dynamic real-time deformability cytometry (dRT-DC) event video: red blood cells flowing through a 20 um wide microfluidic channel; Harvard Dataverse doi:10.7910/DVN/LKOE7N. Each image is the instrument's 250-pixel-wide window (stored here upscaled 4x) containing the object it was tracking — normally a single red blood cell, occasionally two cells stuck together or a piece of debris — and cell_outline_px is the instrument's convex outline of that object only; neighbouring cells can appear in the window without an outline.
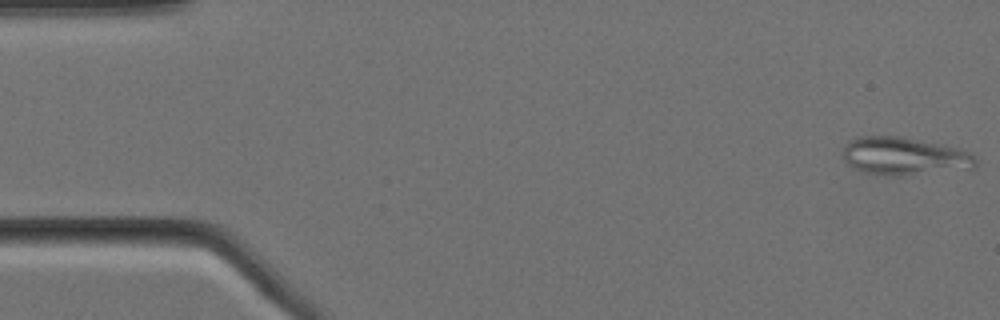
{"species": "Egyptian fruit bat (a non-hibernating species)", "species_latin": "Rousettus aegyptiacus", "temperature_condition": "cold", "stored_images_in_passage": 57, "camera_frame_rate_fps": 3000, "um_per_image_px": 0.085, "animal": {"sex": "female"}, "frame": {"image": 1, "passage_image": 1, "time_ms": 0.0, "image_size_px": [1000, 320], "cell_outline_px": [[976, 168], [900, 176], [896, 176], [868, 172], [856, 168], [848, 164], [844, 160], [840, 152], [848, 140], [856, 136], [900, 136], [960, 148], [976, 156]], "centroid_in_image_um": [76.86, 13.26], "position_along_channel_um": 8.1, "area_um2": 29.48}}
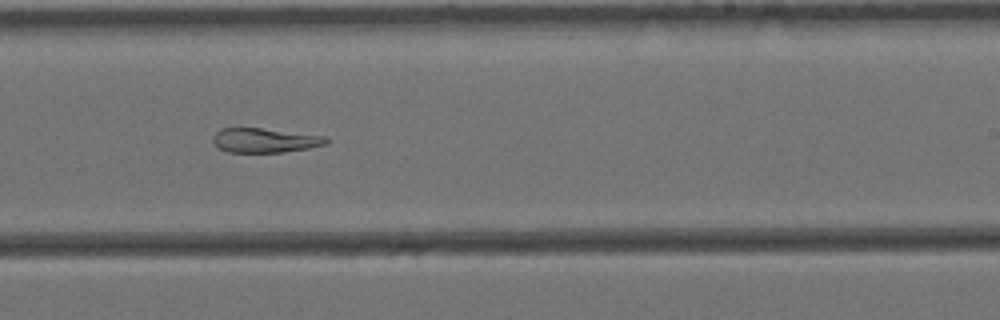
{"frame": {"image": 2, "passage_image": 34, "time_ms": 11.0, "image_size_px": [1000, 320], "cell_outline_px": [[332, 140], [328, 144], [308, 148], [284, 152], [228, 152], [220, 148], [212, 140], [212, 136], [220, 128], [260, 128], [328, 136]], "centroid_in_image_um": [22.57, 11.92], "position_along_channel_um": 266.4, "area_um2": 16.24}}
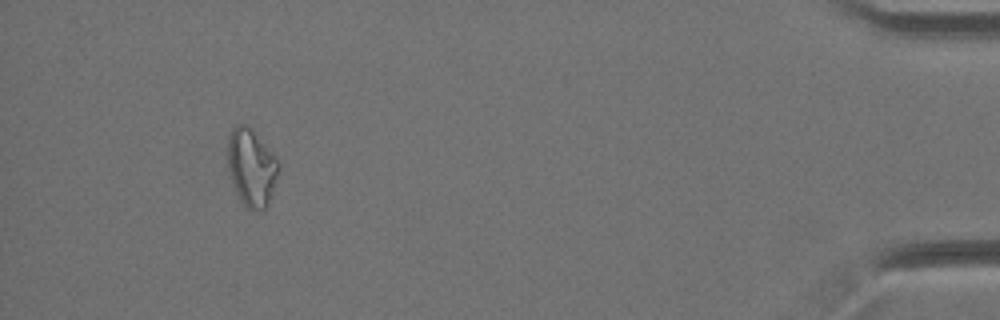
{"frame": {"image": 3, "passage_image": 53, "time_ms": 17.333, "image_size_px": [1000, 320], "cell_outline_px": [[280, 164], [268, 200], [264, 208], [248, 208], [240, 200], [236, 192], [228, 168], [228, 136], [232, 128], [236, 124], [248, 124], [276, 156]], "centroid_in_image_um": [21.35, 14.14], "position_along_channel_um": 413.9, "area_um2": 22.43}}